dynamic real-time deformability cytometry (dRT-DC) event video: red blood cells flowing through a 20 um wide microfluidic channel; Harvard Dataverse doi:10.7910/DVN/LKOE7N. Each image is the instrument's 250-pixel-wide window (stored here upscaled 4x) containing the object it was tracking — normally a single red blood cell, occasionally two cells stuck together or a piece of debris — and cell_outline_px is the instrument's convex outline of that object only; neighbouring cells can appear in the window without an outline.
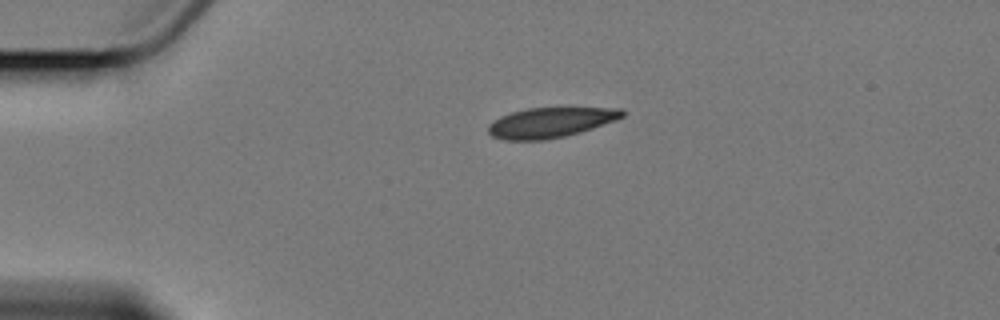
{"species": "Egyptian fruit bat (a non-hibernating species)", "species_latin": "Rousettus aegyptiacus", "temperature_condition": "cold", "stored_images_in_passage": 2, "camera_frame_rate_fps": 3000, "um_per_image_px": 0.085, "animal": {"sex": "female"}, "frame": {"image": 1, "passage_image": 1, "time_ms": 0.0, "image_size_px": [1000, 320], "cell_outline_px": [[624, 116], [592, 128], [580, 132], [564, 136], [544, 140], [504, 140], [492, 136], [488, 132], [488, 124], [492, 120], [500, 116], [512, 112], [528, 108], [556, 104], [620, 108], [624, 112]], "centroid_in_image_um": [46.81, 10.34], "position_along_channel_um": 38.2, "area_um2": 24.62}}